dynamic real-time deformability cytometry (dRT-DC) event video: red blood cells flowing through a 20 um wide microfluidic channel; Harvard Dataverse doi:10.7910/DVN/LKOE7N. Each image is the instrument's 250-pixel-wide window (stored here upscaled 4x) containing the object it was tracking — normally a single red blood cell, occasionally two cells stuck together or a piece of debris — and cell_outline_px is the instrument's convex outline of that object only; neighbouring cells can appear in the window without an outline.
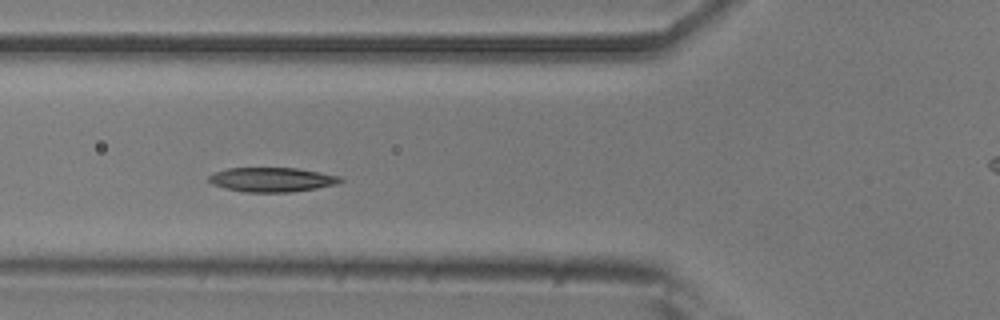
{"species": "common noctule bat (a hibernating species)", "species_latin": "Nyctalus noctula", "temperature_condition": "room temperature", "stored_images_in_passage": 41, "camera_frame_rate_fps": 3000, "um_per_image_px": 0.085, "animal": {"sex": "male", "body_mass_g": 20.5, "forearm_length_mm": 52.5}, "frame": {"image": 1, "passage_image": 6, "time_ms": 1.667, "image_size_px": [1000, 320], "cell_outline_px": [[344, 180], [336, 184], [316, 188], [288, 192], [244, 192], [224, 188], [212, 184], [208, 180], [208, 176], [216, 172], [228, 168], [296, 168], [320, 172], [340, 176]], "centroid_in_image_um": [23.1, 15.27], "position_along_channel_um": 102.7, "area_um2": 18.61}}
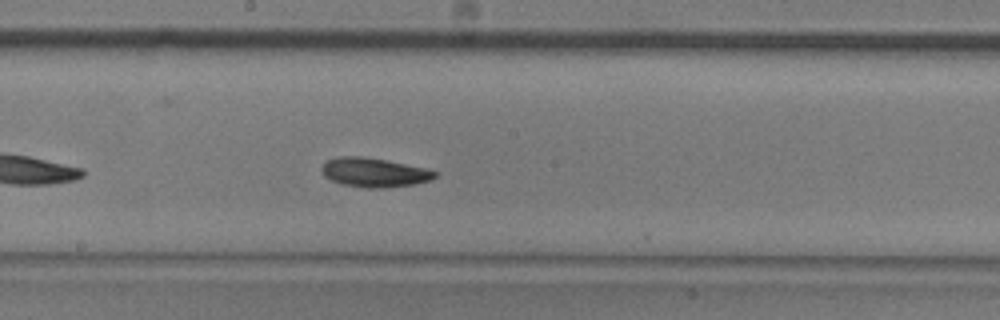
{"frame": {"image": 2, "passage_image": 15, "time_ms": 4.667, "image_size_px": [1000, 320], "cell_outline_px": [[440, 172], [436, 176], [428, 180], [412, 184], [380, 188], [368, 188], [344, 184], [332, 180], [324, 176], [320, 168], [328, 160], [340, 156], [360, 156], [384, 160], [424, 168]], "centroid_in_image_um": [31.78, 14.65], "position_along_channel_um": 216.4, "area_um2": 18.79}}
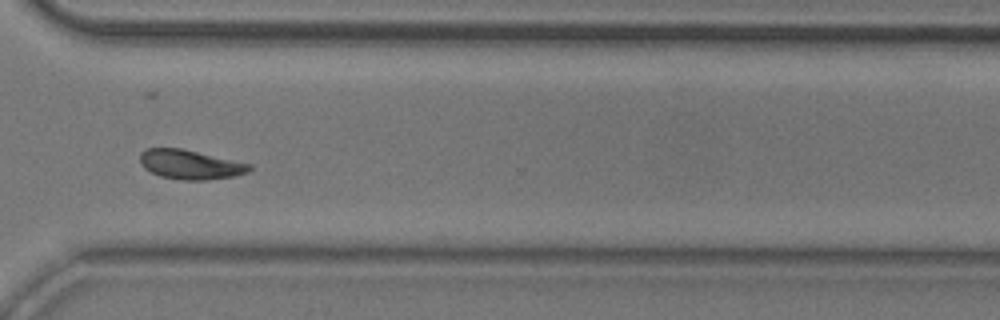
{"frame": {"image": 3, "passage_image": 26, "time_ms": 8.333, "image_size_px": [1000, 320], "cell_outline_px": [[252, 168], [248, 172], [236, 176], [208, 180], [180, 180], [160, 176], [144, 168], [140, 164], [140, 152], [148, 148], [180, 148], [252, 164]], "centroid_in_image_um": [16.18, 13.99], "position_along_channel_um": 354.4, "area_um2": 18.79}, "authors_computed_cell_mechanics": {"area_um2": 18.6116, "velocity_mm_per_s": 3.7767, "shape_relaxation_time_tau1_ms": 3.39, "shape_relaxation_time_tau2_ms": 5.3118, "deformation_change_tau1": 0.1075, "deformation_change_tau2": 0.0972}}